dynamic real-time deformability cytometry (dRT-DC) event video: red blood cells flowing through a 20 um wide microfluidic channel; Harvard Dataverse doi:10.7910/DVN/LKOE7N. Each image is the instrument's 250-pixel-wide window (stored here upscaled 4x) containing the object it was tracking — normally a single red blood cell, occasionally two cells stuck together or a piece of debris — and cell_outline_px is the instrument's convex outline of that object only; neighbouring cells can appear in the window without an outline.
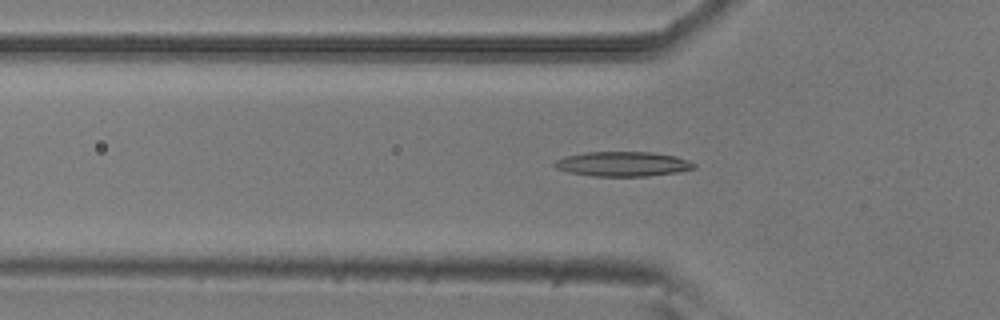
{"species": "common noctule bat (a hibernating species)", "species_latin": "Nyctalus noctula", "temperature_condition": "room temperature", "stored_images_in_passage": 46, "camera_frame_rate_fps": 3000, "um_per_image_px": 0.085, "animal": {"sex": "male", "body_mass_g": 20.5, "forearm_length_mm": 52.5}, "frame": {"image": 1, "passage_image": 14, "time_ms": 4.333, "image_size_px": [1000, 320], "cell_outline_px": [[696, 168], [676, 172], [648, 176], [592, 176], [568, 172], [556, 168], [552, 164], [556, 160], [564, 156], [584, 152], [652, 152], [676, 156], [688, 160], [696, 164]], "centroid_in_image_um": [52.91, 13.93], "position_along_channel_um": 72.9, "area_um2": 20.17}}
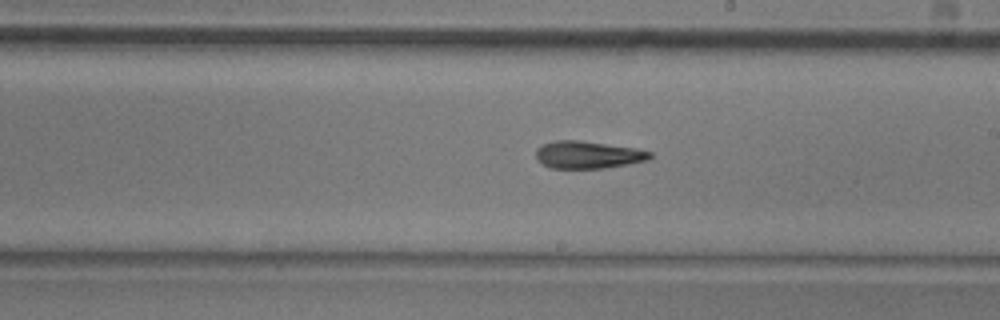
{"frame": {"image": 2, "passage_image": 27, "time_ms": 8.667, "image_size_px": [1000, 320], "cell_outline_px": [[652, 156], [648, 160], [628, 164], [604, 168], [548, 168], [540, 164], [536, 160], [536, 148], [540, 144], [556, 140], [580, 140], [636, 148], [652, 152]], "centroid_in_image_um": [49.92, 13.15], "position_along_channel_um": 239.1, "area_um2": 18.5}}
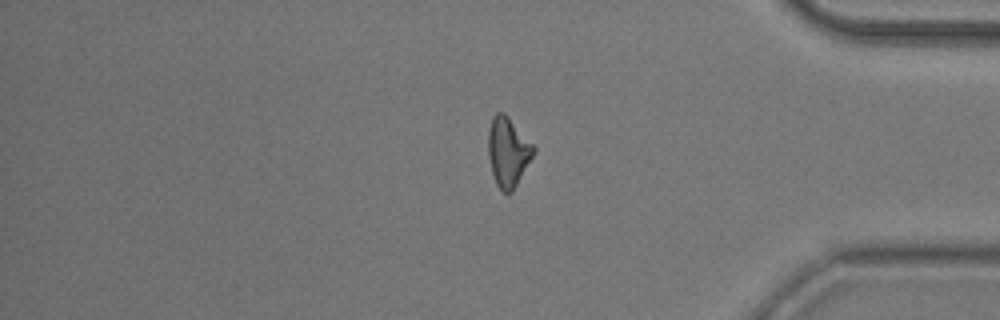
{"frame": {"image": 3, "passage_image": 41, "time_ms": 13.333, "image_size_px": [1000, 320], "cell_outline_px": [[536, 152], [512, 192], [508, 196], [496, 184], [492, 172], [488, 156], [488, 132], [492, 116], [496, 112], [504, 112], [508, 116], [536, 148]], "centroid_in_image_um": [43.18, 12.91], "position_along_channel_um": 392.0, "area_um2": 18.44}, "authors_computed_cell_mechanics": {"area_um2": 18.4093, "velocity_mm_per_s": 3.8117, "shape_relaxation_time_tau1_ms": 9.0339, "shape_relaxation_time_tau2_ms": 7.809, "deformation_change_tau1": 0.2038, "deformation_change_tau2": 0.209}}